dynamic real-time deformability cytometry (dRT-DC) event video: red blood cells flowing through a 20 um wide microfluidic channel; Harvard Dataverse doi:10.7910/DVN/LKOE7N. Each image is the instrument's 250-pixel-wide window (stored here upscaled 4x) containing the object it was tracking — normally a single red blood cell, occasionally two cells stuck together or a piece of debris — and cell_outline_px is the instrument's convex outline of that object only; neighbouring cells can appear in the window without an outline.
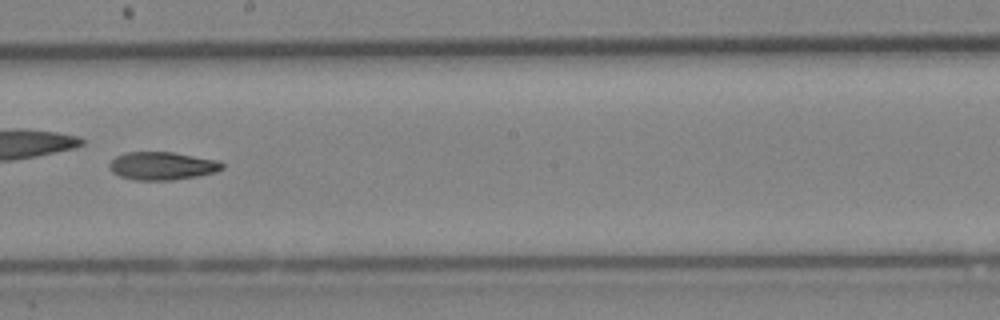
{"species": "Egyptian fruit bat (a non-hibernating species)", "species_latin": "Rousettus aegyptiacus", "temperature_condition": "cold", "stored_images_in_passage": 33, "camera_frame_rate_fps": 3000, "um_per_image_px": 0.085, "animal": {"sex": "female"}, "frame": {"image": 1, "passage_image": 15, "time_ms": 4.667, "image_size_px": [1000, 320], "cell_outline_px": [[224, 168], [216, 172], [196, 176], [172, 180], [136, 180], [120, 176], [112, 172], [108, 168], [108, 164], [116, 156], [128, 152], [172, 152], [220, 160], [224, 164]], "centroid_in_image_um": [13.8, 14.09], "position_along_channel_um": 234.4, "area_um2": 18.5}}